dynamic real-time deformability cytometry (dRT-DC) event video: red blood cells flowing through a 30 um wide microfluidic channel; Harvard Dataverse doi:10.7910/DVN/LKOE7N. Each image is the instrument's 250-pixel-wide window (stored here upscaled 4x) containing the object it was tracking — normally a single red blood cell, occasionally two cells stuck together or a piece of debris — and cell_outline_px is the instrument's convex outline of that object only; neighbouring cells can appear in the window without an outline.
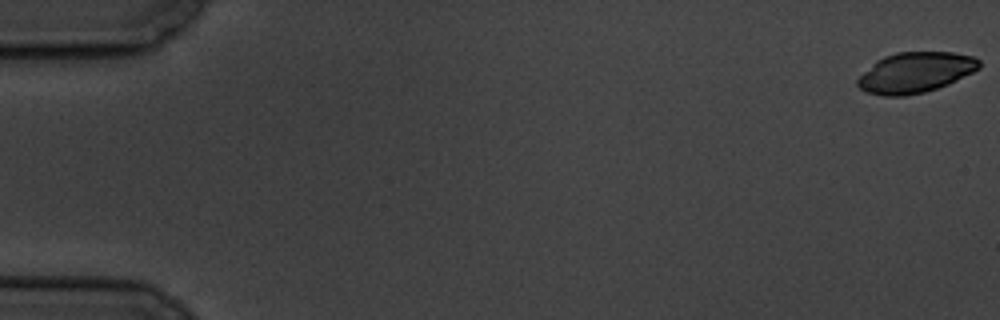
{"species": "common noctule bat (a hibernating species)", "species_latin": "Nyctalus noctula", "temperature_condition": "cold", "stored_images_in_passage": 6, "camera_frame_rate_fps": 3000, "um_per_image_px": 0.085, "animal": {"sex": "male", "body_mass_g": 19.5, "forearm_length_mm": 54.6}, "frame": {"image": 1, "passage_image": 1, "time_ms": 0.0, "image_size_px": [1000, 320], "cell_outline_px": [[980, 68], [948, 84], [924, 92], [904, 96], [884, 96], [864, 92], [856, 84], [856, 80], [876, 60], [884, 56], [896, 52], [952, 52], [972, 56], [980, 60]], "centroid_in_image_um": [77.78, 6.16], "position_along_channel_um": 7.2, "area_um2": 28.61}}
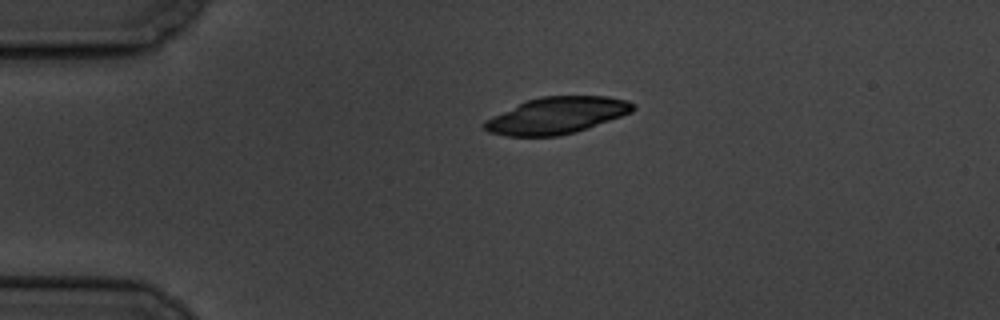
{"frame": {"image": 2, "passage_image": 5, "time_ms": 4.333, "image_size_px": [1000, 320], "cell_outline_px": [[636, 108], [632, 112], [588, 128], [576, 132], [556, 136], [508, 136], [488, 132], [484, 128], [484, 120], [492, 116], [528, 100], [540, 96], [608, 96], [628, 100], [636, 104]], "centroid_in_image_um": [47.36, 9.81], "position_along_channel_um": 37.6, "area_um2": 31.62}}